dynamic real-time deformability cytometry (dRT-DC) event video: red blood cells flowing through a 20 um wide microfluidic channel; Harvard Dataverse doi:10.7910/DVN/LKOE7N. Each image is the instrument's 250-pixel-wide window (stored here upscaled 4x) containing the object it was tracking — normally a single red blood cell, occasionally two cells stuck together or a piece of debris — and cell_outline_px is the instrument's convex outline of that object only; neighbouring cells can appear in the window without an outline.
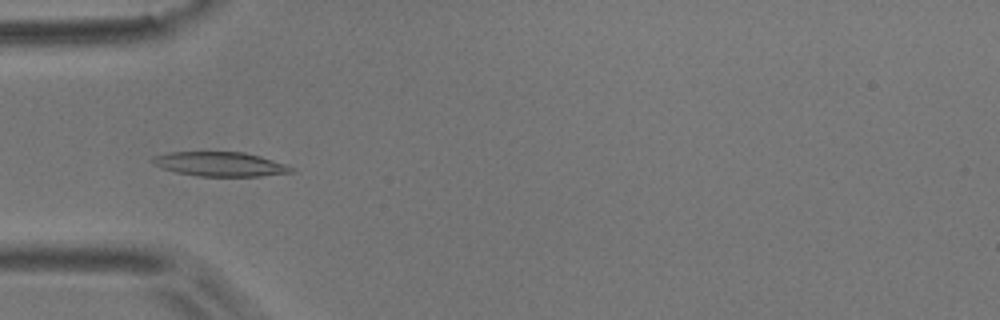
{"species": "common noctule bat (a hibernating species)", "species_latin": "Nyctalus noctula", "temperature_condition": "room temperature", "stored_images_in_passage": 48, "camera_frame_rate_fps": 3000, "um_per_image_px": 0.085, "animal": {"sex": "male", "body_mass_g": 17.9}, "frame": {"image": 1, "passage_image": 12, "time_ms": 3.667, "image_size_px": [1000, 320], "cell_outline_px": [[296, 172], [260, 176], [196, 176], [176, 172], [164, 168], [148, 160], [156, 156], [168, 152], [244, 152], [260, 156], [288, 164], [296, 168]], "centroid_in_image_um": [18.79, 13.95], "position_along_channel_um": 66.2, "area_um2": 19.77}}
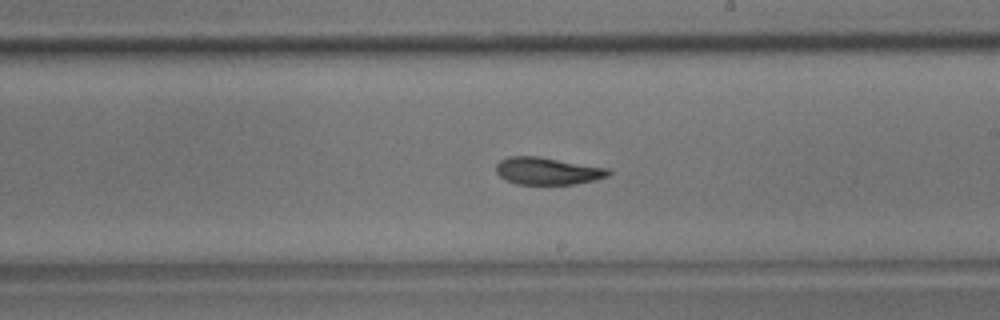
{"frame": {"image": 2, "passage_image": 26, "time_ms": 8.333, "image_size_px": [1000, 320], "cell_outline_px": [[612, 172], [608, 176], [596, 180], [576, 184], [516, 184], [500, 176], [496, 172], [496, 164], [500, 160], [508, 156], [536, 156], [608, 168]], "centroid_in_image_um": [46.55, 14.53], "position_along_channel_um": 242.5, "area_um2": 17.8}}
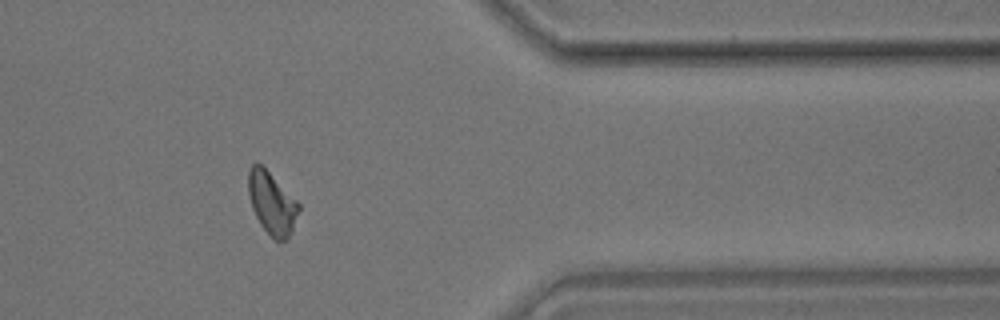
{"frame": {"image": 3, "passage_image": 39, "time_ms": 12.667, "image_size_px": [1000, 320], "cell_outline_px": [[300, 208], [292, 228], [288, 236], [284, 240], [276, 240], [260, 224], [252, 208], [248, 192], [248, 168], [256, 160], [300, 204]], "centroid_in_image_um": [23.07, 17.22], "position_along_channel_um": 388.3, "area_um2": 17.8}, "authors_computed_cell_mechanics": {"area_um2": 18.3804, "velocity_mm_per_s": 3.7927, "shape_relaxation_time_tau1_ms": 5.8838, "shape_relaxation_time_tau2_ms": 2.4895, "deformation_change_tau1": 0.1622, "deformation_change_tau2": 0.0846}}